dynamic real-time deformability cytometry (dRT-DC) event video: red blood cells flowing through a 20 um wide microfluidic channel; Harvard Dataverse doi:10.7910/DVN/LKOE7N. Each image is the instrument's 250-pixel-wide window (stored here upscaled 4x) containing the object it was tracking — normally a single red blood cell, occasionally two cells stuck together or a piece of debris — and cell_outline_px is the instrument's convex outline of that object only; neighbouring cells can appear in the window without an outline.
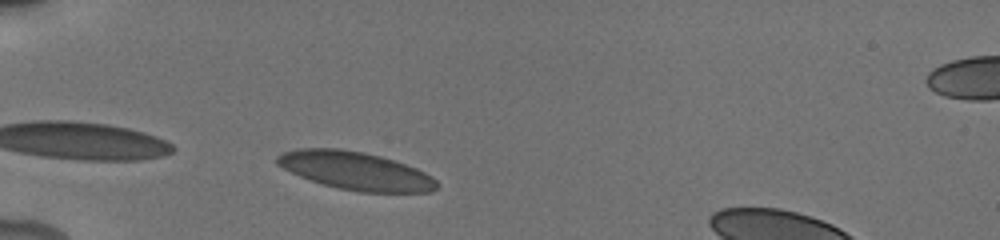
{"species": "human", "species_latin": "Homo sapiens", "temperature_condition": "cold", "stored_images_in_passage": 4, "camera_frame_rate_fps": 3000, "um_per_image_px": 0.085, "donor": {"sex": "male"}, "frame": {"image": 1, "passage_image": 4, "time_ms": 1.333, "image_size_px": [1000, 240], "cell_outline_px": [[440, 188], [432, 192], [360, 192], [340, 188], [324, 184], [300, 176], [276, 164], [276, 156], [284, 152], [300, 148], [340, 148], [364, 152], [380, 156], [416, 168], [432, 176], [440, 184]], "centroid_in_image_um": [30.27, 14.52], "position_along_channel_um": 54.7, "area_um2": 35.26}}